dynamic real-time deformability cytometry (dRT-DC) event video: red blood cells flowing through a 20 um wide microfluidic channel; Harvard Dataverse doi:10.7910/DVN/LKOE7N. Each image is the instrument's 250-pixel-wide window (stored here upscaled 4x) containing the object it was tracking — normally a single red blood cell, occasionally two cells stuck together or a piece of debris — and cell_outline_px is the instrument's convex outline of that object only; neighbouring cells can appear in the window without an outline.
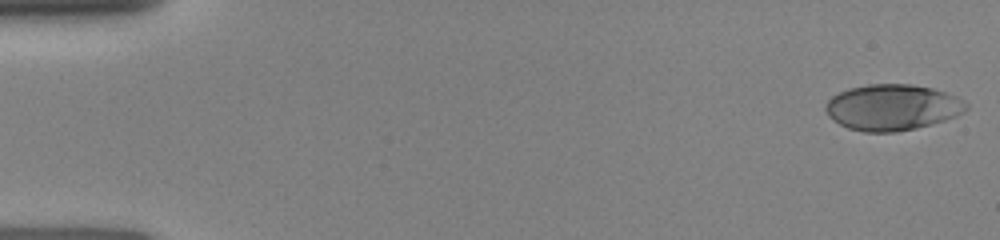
{"species": "human", "species_latin": "Homo sapiens", "temperature_condition": "room temperature", "stored_images_in_passage": 11, "camera_frame_rate_fps": 3000, "um_per_image_px": 0.085, "donor": {"sex": "female"}, "frame": {"image": 1, "passage_image": 1, "time_ms": 0.0, "image_size_px": [1000, 240], "cell_outline_px": [[968, 108], [964, 112], [956, 116], [944, 120], [916, 128], [896, 132], [864, 132], [848, 128], [832, 120], [828, 116], [824, 108], [824, 104], [832, 96], [848, 88], [868, 84], [912, 84], [932, 88], [956, 96], [968, 104]], "centroid_in_image_um": [75.82, 9.12], "position_along_channel_um": 9.2, "area_um2": 37.8}}
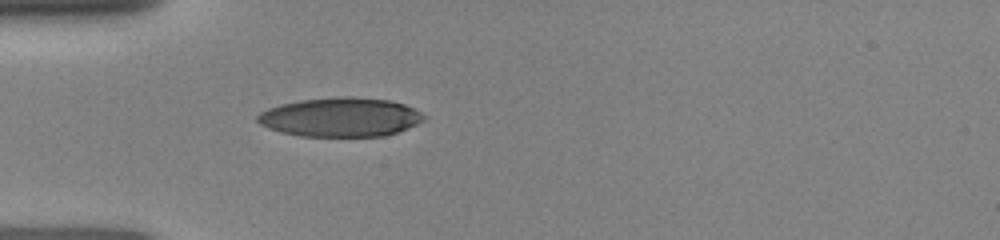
{"frame": {"image": 2, "passage_image": 10, "time_ms": 4.333, "image_size_px": [1000, 240], "cell_outline_px": [[428, 116], [424, 120], [408, 128], [384, 136], [300, 136], [280, 132], [268, 128], [260, 124], [256, 120], [256, 116], [260, 112], [268, 108], [280, 104], [300, 100], [340, 96], [352, 96], [392, 100], [404, 104]], "centroid_in_image_um": [28.93, 9.95], "position_along_channel_um": 56.1, "area_um2": 38.15}}